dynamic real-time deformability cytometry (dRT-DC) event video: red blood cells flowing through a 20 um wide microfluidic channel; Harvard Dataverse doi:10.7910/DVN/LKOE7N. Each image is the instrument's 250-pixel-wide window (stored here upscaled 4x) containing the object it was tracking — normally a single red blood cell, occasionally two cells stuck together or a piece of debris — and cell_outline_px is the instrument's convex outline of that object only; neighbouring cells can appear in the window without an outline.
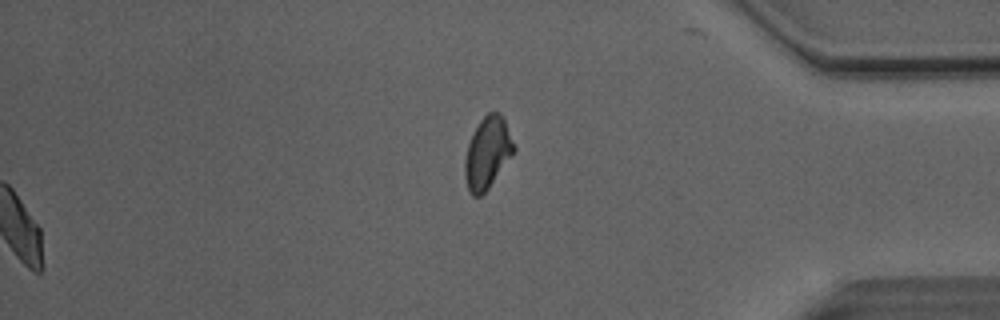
{"species": "Egyptian fruit bat (a non-hibernating species)", "species_latin": "Rousettus aegyptiacus", "temperature_condition": "room temperature", "stored_images_in_passage": 52, "camera_frame_rate_fps": 3000, "um_per_image_px": 0.085, "animal": {"sex": "male"}, "frame": {"image": 1, "passage_image": 52, "time_ms": 17.0, "image_size_px": [1000, 320], "cell_outline_px": [[516, 148], [488, 188], [480, 196], [472, 196], [468, 192], [464, 176], [464, 160], [468, 144], [480, 120], [488, 112], [500, 112], [504, 116]], "centroid_in_image_um": [41.42, 12.98], "position_along_channel_um": 393.8, "area_um2": 20.35}, "authors_computed_cell_mechanics": {"area_um2": 20.8947, "velocity_mm_per_s": 4.0888, "shape_relaxation_time_tau1_ms": 6.1197, "shape_relaxation_time_tau2_ms": 2.7277, "deformation_change_tau1": 0.1543, "deformation_change_tau2": 0.0819}}